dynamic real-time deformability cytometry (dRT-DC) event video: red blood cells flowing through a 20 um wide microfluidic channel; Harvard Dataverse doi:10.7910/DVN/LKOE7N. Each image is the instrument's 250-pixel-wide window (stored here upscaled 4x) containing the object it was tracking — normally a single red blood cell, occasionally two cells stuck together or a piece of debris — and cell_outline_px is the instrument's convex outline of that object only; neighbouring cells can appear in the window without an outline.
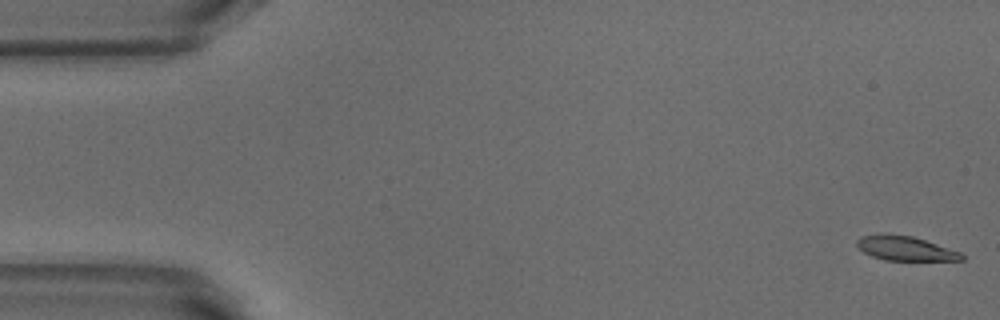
{"species": "common noctule bat (a hibernating species)", "species_latin": "Nyctalus noctula", "temperature_condition": "warm", "stored_images_in_passage": 12, "camera_frame_rate_fps": 3000, "um_per_image_px": 0.085, "animal": {"sex": "male", "body_mass_g": 18.8}, "frame": {"image": 1, "passage_image": 1, "time_ms": 0.0, "image_size_px": [1000, 320], "cell_outline_px": [[964, 260], [884, 260], [872, 256], [864, 252], [856, 244], [856, 240], [860, 236], [880, 232], [912, 236], [960, 252], [964, 256]], "centroid_in_image_um": [76.88, 21.09], "position_along_channel_um": 8.1, "area_um2": 14.91}}